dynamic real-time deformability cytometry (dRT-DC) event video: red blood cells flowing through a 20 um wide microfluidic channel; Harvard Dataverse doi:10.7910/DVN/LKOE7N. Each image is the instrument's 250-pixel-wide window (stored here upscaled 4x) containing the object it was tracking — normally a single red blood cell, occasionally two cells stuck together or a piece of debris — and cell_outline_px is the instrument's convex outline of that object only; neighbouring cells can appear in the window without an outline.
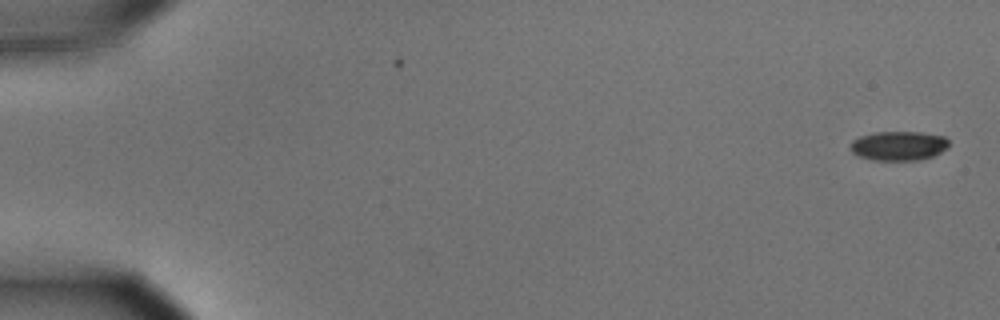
{"species": "common noctule bat (a hibernating species)", "species_latin": "Nyctalus noctula", "temperature_condition": "cold", "stored_images_in_passage": 57, "camera_frame_rate_fps": 3000, "um_per_image_px": 0.085, "animal": {"sex": "male", "body_mass_g": 15.6}, "frame": {"image": 1, "passage_image": 1, "time_ms": 0.0, "image_size_px": [1000, 320], "cell_outline_px": [[948, 144], [940, 152], [932, 156], [916, 160], [872, 160], [860, 156], [852, 152], [852, 140], [860, 136], [876, 132], [920, 132], [944, 136], [948, 140]], "centroid_in_image_um": [76.37, 12.38], "position_along_channel_um": 8.6, "area_um2": 16.53}}
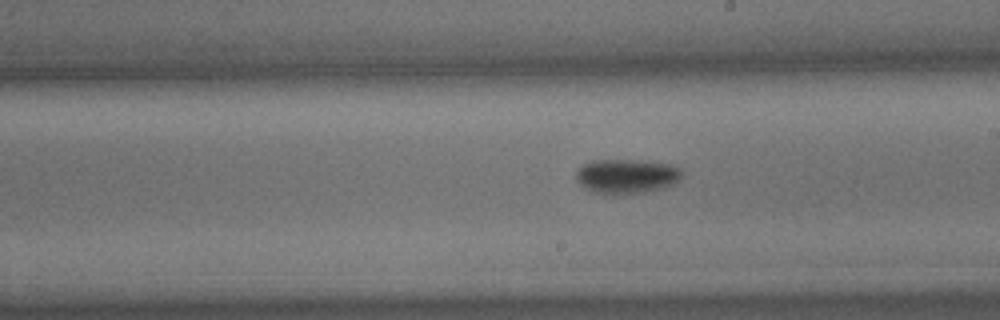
{"frame": {"image": 2, "passage_image": 33, "time_ms": 10.667, "image_size_px": [1000, 320], "cell_outline_px": [[684, 172], [676, 184], [664, 188], [644, 192], [608, 196], [592, 192], [584, 188], [576, 180], [576, 172], [584, 164], [592, 160], [640, 160], [672, 164], [680, 168]], "centroid_in_image_um": [53.28, 15.0], "position_along_channel_um": 235.7, "area_um2": 21.85}}
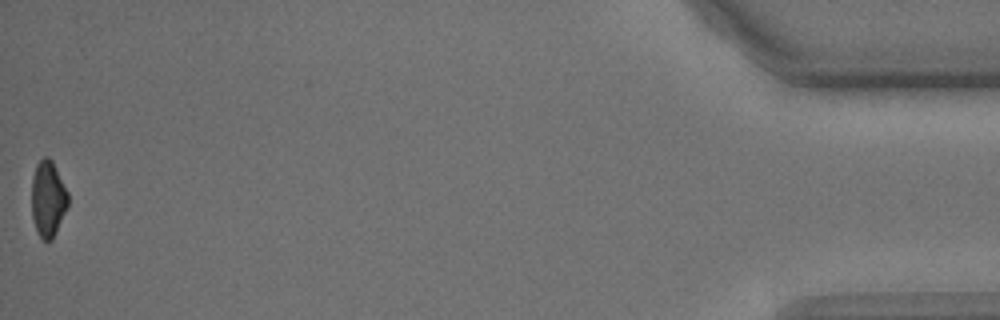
{"frame": {"image": 3, "passage_image": 57, "time_ms": 18.667, "image_size_px": [1000, 320], "cell_outline_px": [[68, 208], [52, 240], [44, 240], [40, 236], [36, 228], [32, 216], [32, 176], [36, 164], [44, 156], [48, 156], [52, 160], [68, 192]], "centroid_in_image_um": [4.09, 16.87], "position_along_channel_um": 431.1, "area_um2": 16.18}, "authors_computed_cell_mechanics": {"area_um2": 18.7272, "velocity_mm_per_s": 3.5508, "shape_relaxation_time_tau1_ms": 3.4858, "shape_relaxation_time_tau2_ms": null, "deformation_change_tau1": 0.1456, "deformation_change_tau2": null}}